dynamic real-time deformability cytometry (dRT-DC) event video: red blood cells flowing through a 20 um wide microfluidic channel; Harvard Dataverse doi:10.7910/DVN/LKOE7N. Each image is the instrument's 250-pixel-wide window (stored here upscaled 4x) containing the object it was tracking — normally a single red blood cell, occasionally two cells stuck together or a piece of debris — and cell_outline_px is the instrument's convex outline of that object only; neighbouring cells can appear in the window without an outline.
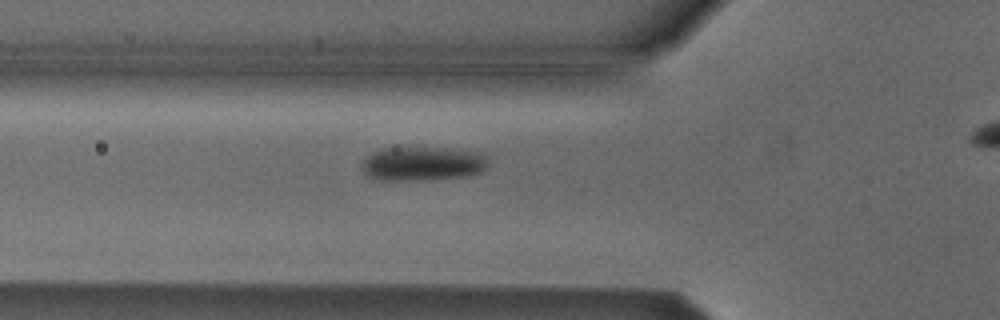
{"species": "Egyptian fruit bat (a non-hibernating species)", "species_latin": "Rousettus aegyptiacus", "temperature_condition": "cold", "stored_images_in_passage": 36, "camera_frame_rate_fps": 3000, "um_per_image_px": 0.085, "animal": {"sex": "male"}, "frame": {"image": 1, "passage_image": 8, "time_ms": 2.333, "image_size_px": [1000, 320], "cell_outline_px": [[488, 164], [480, 172], [468, 176], [424, 180], [380, 180], [364, 176], [360, 168], [360, 164], [372, 152], [384, 148], [444, 148], [484, 152]], "centroid_in_image_um": [35.89, 13.92], "position_along_channel_um": 89.9, "area_um2": 25.37}}
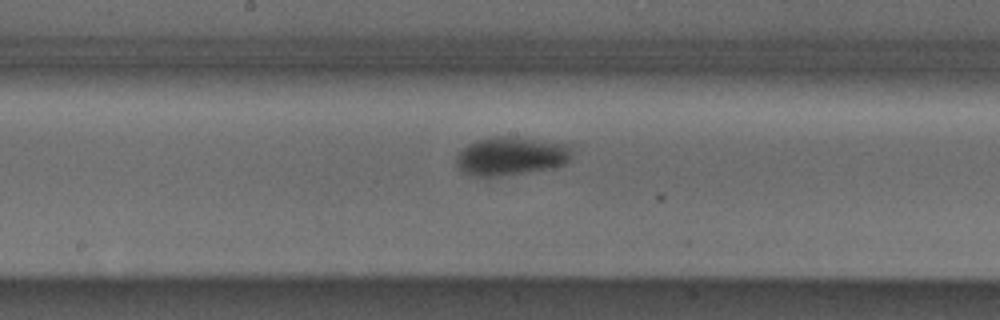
{"frame": {"image": 2, "passage_image": 17, "time_ms": 5.333, "image_size_px": [1000, 320], "cell_outline_px": [[572, 144], [568, 160], [564, 164], [556, 168], [484, 180], [460, 172], [456, 164], [456, 156], [468, 144], [476, 140], [496, 136], [504, 136]], "centroid_in_image_um": [43.38, 13.33], "position_along_channel_um": 204.8, "area_um2": 26.76}}
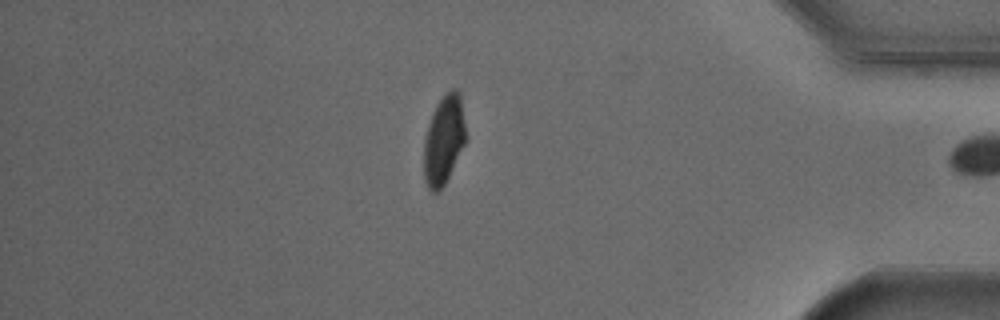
{"frame": {"image": 3, "passage_image": 35, "time_ms": 11.333, "image_size_px": [1000, 320], "cell_outline_px": [[464, 144], [444, 184], [436, 192], [432, 192], [428, 188], [424, 180], [424, 140], [428, 124], [432, 112], [436, 104], [452, 88], [456, 88], [460, 96], [464, 124]], "centroid_in_image_um": [37.68, 11.89], "position_along_channel_um": 397.5, "area_um2": 21.1}, "authors_computed_cell_mechanics": {"area_um2": 25.3742, "velocity_mm_per_s": 3.8248, "shape_relaxation_time_tau1_ms": 1.8951, "shape_relaxation_time_tau2_ms": null, "deformation_change_tau1": 0.095, "deformation_change_tau2": null}}